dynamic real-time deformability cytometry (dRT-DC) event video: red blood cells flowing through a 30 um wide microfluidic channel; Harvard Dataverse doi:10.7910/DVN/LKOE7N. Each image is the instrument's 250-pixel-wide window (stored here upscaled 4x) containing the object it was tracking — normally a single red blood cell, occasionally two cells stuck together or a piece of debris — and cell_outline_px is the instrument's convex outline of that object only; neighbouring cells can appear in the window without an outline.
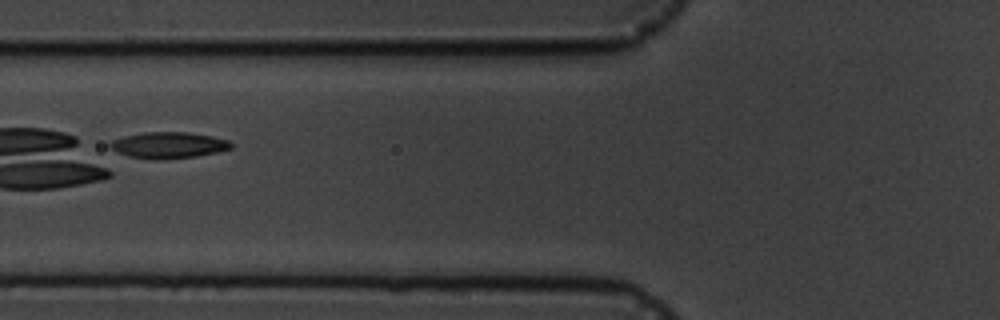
{"species": "common noctule bat (a hibernating species)", "species_latin": "Nyctalus noctula", "temperature_condition": "cold", "stored_images_in_passage": 14, "camera_frame_rate_fps": 3000, "um_per_image_px": 0.085, "animal": {"sex": "male", "body_mass_g": 19.5, "forearm_length_mm": 54.6}, "frame": {"image": 1, "passage_image": 5, "time_ms": 4.667, "image_size_px": [1000, 320], "cell_outline_px": [[232, 148], [216, 152], [196, 156], [156, 160], [128, 156], [116, 152], [108, 144], [112, 140], [124, 136], [144, 132], [188, 132], [212, 136], [228, 140], [232, 144]], "centroid_in_image_um": [14.3, 12.33], "position_along_channel_um": 111.5, "area_um2": 18.44}}
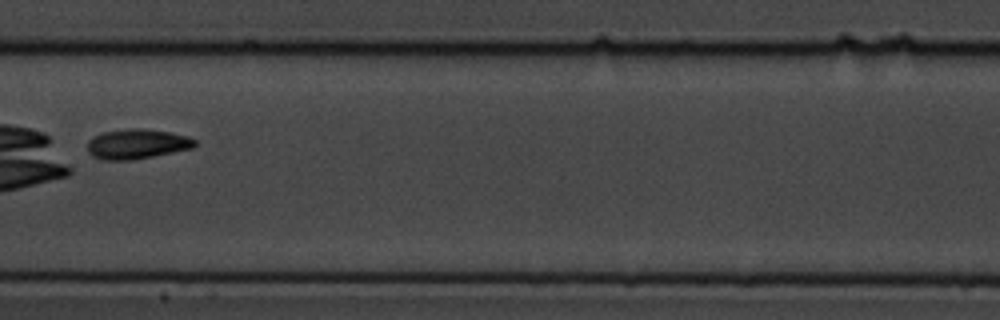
{"frame": {"image": 2, "passage_image": 7, "time_ms": 7.0, "image_size_px": [1000, 320], "cell_outline_px": [[196, 144], [192, 148], [132, 160], [104, 160], [92, 156], [88, 152], [88, 140], [92, 136], [100, 132], [128, 128], [144, 128], [172, 132], [188, 136], [196, 140]], "centroid_in_image_um": [11.61, 12.22], "position_along_channel_um": 195.8, "area_um2": 18.9}}
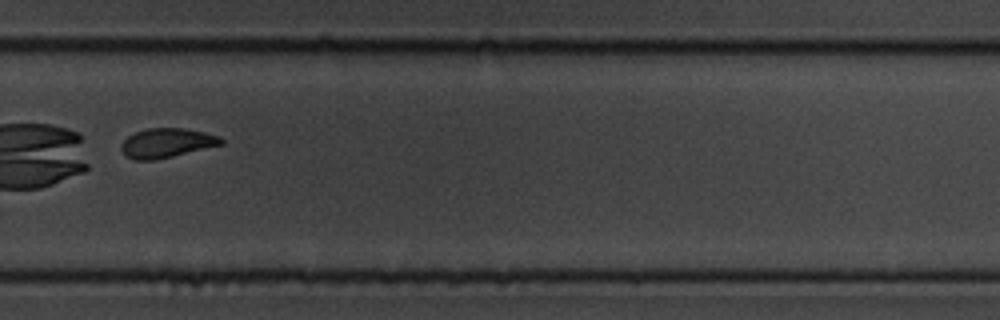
{"frame": {"image": 3, "passage_image": 10, "time_ms": 10.333, "image_size_px": [1000, 320], "cell_outline_px": [[224, 144], [156, 160], [136, 160], [124, 156], [120, 148], [120, 144], [128, 136], [136, 132], [148, 128], [184, 128], [204, 132], [220, 136], [224, 140]], "centroid_in_image_um": [14.16, 12.16], "position_along_channel_um": 315.6, "area_um2": 17.22}, "authors_computed_cell_mechanics": {"area_um2": 19.7676, "velocity_mm_per_s": 3.6125, "shape_relaxation_time_tau1_ms": 2.5608, "shape_relaxation_time_tau2_ms": 2.0652, "deformation_change_tau1": 0.0942, "deformation_change_tau2": 0.0754}}